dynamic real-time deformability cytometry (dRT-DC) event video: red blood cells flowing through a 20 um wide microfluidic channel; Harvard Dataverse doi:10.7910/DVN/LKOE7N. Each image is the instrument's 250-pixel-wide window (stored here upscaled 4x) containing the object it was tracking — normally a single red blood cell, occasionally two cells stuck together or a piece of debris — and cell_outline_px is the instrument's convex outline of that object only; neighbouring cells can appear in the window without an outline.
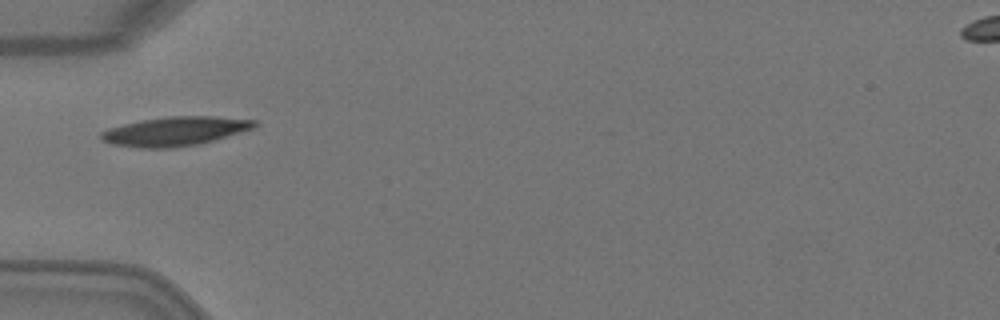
{"species": "Egyptian fruit bat (a non-hibernating species)", "species_latin": "Rousettus aegyptiacus", "temperature_condition": "warm", "stored_images_in_passage": 4, "camera_frame_rate_fps": 3000, "um_per_image_px": 0.085, "animal": {"sex": "female"}, "frame": {"image": 1, "passage_image": 4, "time_ms": 1.0, "image_size_px": [1000, 320], "cell_outline_px": [[260, 124], [252, 128], [200, 144], [172, 148], [140, 148], [112, 144], [100, 140], [100, 132], [108, 128], [124, 124], [144, 120], [168, 116], [216, 116], [256, 120]], "centroid_in_image_um": [14.86, 11.16], "position_along_channel_um": 70.1, "area_um2": 25.95}}